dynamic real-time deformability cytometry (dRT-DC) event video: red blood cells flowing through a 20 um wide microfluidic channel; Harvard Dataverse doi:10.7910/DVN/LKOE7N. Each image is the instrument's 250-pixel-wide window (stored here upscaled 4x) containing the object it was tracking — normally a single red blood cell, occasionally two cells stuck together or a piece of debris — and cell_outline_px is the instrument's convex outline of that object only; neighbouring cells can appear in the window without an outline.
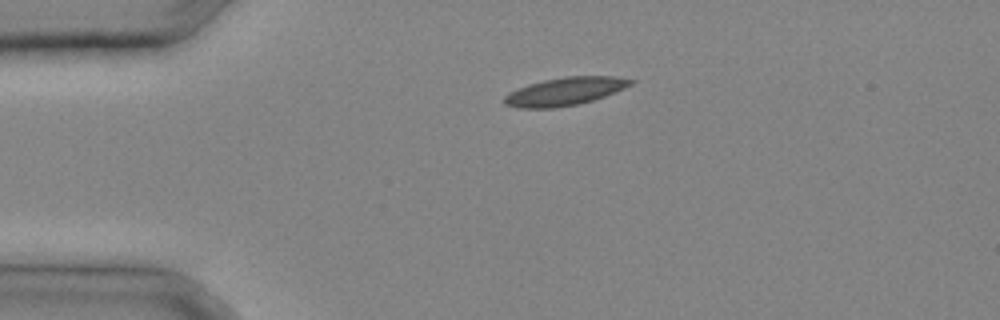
{"species": "common noctule bat (a hibernating species)", "species_latin": "Nyctalus noctula", "temperature_condition": "cold", "stored_images_in_passage": 22, "camera_frame_rate_fps": 3000, "um_per_image_px": 0.085, "animal": {"sex": "male", "body_mass_g": 20.4}, "frame": {"image": 1, "passage_image": 1, "time_ms": 0.0, "image_size_px": [1000, 320], "cell_outline_px": [[636, 80], [632, 84], [624, 88], [604, 96], [592, 100], [576, 104], [552, 108], [516, 108], [504, 104], [504, 96], [508, 92], [528, 84], [544, 80], [564, 76], [616, 76]], "centroid_in_image_um": [47.99, 7.76], "position_along_channel_um": 37.0, "area_um2": 20.58}}
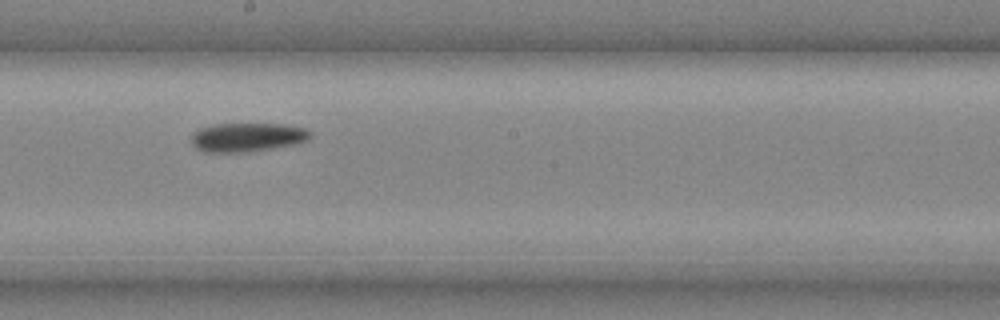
{"frame": {"image": 2, "passage_image": 12, "time_ms": 3.667, "image_size_px": [1000, 320], "cell_outline_px": [[312, 136], [304, 140], [292, 144], [244, 152], [204, 152], [196, 148], [192, 144], [192, 132], [200, 128], [212, 124], [284, 124], [304, 128]], "centroid_in_image_um": [20.93, 11.65], "position_along_channel_um": 227.3, "area_um2": 19.65}}
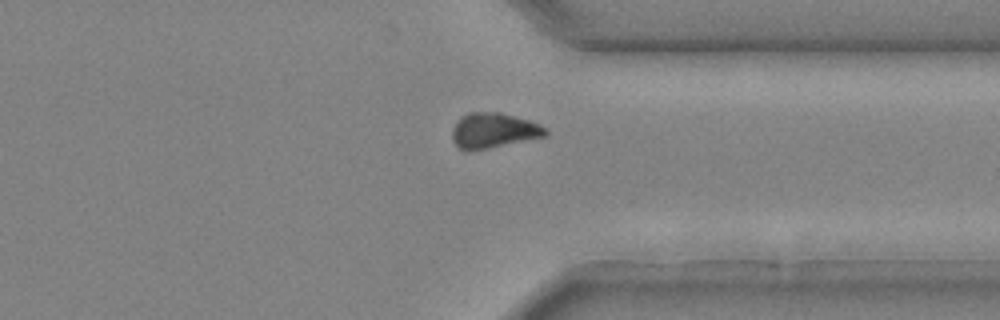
{"frame": {"image": 3, "passage_image": 19, "time_ms": 6.0, "image_size_px": [1000, 320], "cell_outline_px": [[548, 136], [488, 148], [460, 148], [452, 140], [452, 128], [456, 120], [460, 116], [468, 112], [500, 112], [528, 120], [540, 124], [548, 132]], "centroid_in_image_um": [41.96, 11.06], "position_along_channel_um": 369.4, "area_um2": 18.9}}